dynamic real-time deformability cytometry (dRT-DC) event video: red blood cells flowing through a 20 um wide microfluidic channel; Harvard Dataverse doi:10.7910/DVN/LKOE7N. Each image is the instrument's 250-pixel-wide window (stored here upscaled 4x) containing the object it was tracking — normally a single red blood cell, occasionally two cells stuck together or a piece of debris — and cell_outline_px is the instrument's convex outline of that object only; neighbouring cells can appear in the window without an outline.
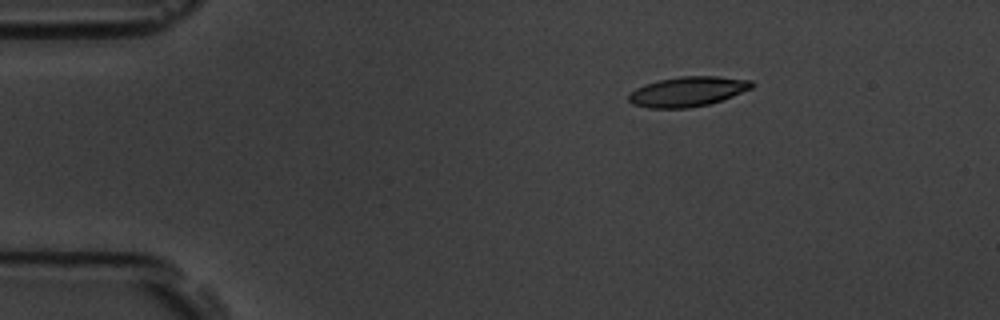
{"species": "common noctule bat (a hibernating species)", "species_latin": "Nyctalus noctula", "temperature_condition": "room temperature", "stored_images_in_passage": 3, "camera_frame_rate_fps": 3000, "um_per_image_px": 0.085, "animal": {"sex": "male", "body_mass_g": 19.5, "forearm_length_mm": 54.6}, "frame": {"image": 1, "passage_image": 1, "time_ms": 0.0, "image_size_px": [1000, 320], "cell_outline_px": [[756, 84], [752, 88], [732, 96], [708, 104], [688, 108], [648, 108], [632, 104], [628, 100], [628, 96], [636, 88], [644, 84], [660, 80], [680, 76], [716, 76], [752, 80]], "centroid_in_image_um": [58.45, 7.78], "position_along_channel_um": 26.5, "area_um2": 21.39}}